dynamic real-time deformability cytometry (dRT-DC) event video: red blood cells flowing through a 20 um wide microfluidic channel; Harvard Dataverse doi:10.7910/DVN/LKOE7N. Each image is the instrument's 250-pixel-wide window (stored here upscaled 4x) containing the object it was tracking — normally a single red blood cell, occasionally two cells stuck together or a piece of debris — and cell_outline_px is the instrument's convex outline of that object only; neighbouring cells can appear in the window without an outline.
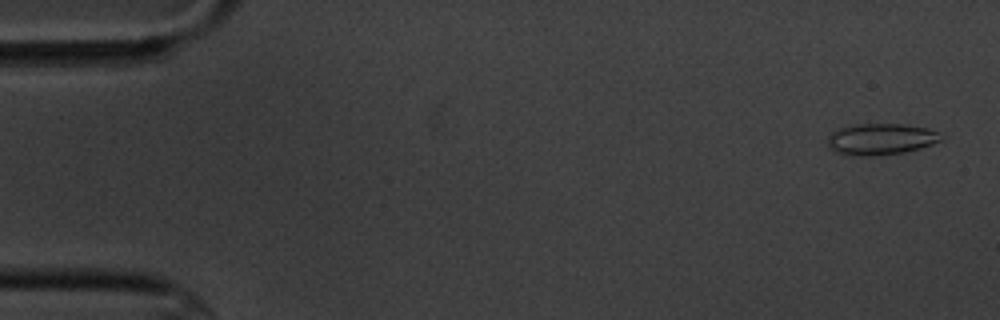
{"species": "common noctule bat (a hibernating species)", "species_latin": "Nyctalus noctula", "temperature_condition": "cold", "stored_images_in_passage": 7, "camera_frame_rate_fps": 3000, "um_per_image_px": 0.085, "animal": {"sex": "male", "body_mass_g": 20.1, "forearm_length_mm": 53.5}, "frame": {"image": 1, "passage_image": 1, "time_ms": 0.0, "image_size_px": [1000, 320], "cell_outline_px": [[948, 136], [932, 144], [920, 148], [904, 152], [872, 156], [860, 156], [836, 152], [828, 148], [828, 136], [832, 132], [840, 128], [856, 124], [904, 124], [928, 128]], "centroid_in_image_um": [74.9, 11.82], "position_along_channel_um": 10.1, "area_um2": 20.81}}
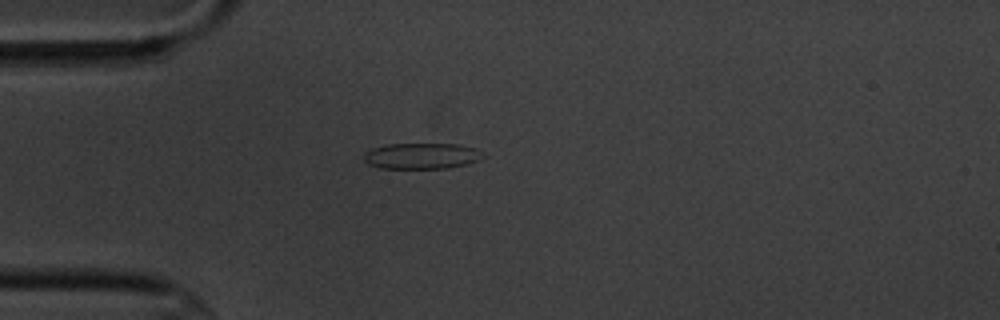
{"frame": {"image": 2, "passage_image": 4, "time_ms": 4.333, "image_size_px": [1000, 320], "cell_outline_px": [[488, 156], [480, 160], [468, 164], [448, 168], [380, 168], [368, 164], [364, 160], [364, 152], [372, 148], [388, 144], [460, 144], [476, 148], [484, 152]], "centroid_in_image_um": [35.91, 13.25], "position_along_channel_um": 49.1, "area_um2": 18.32}}
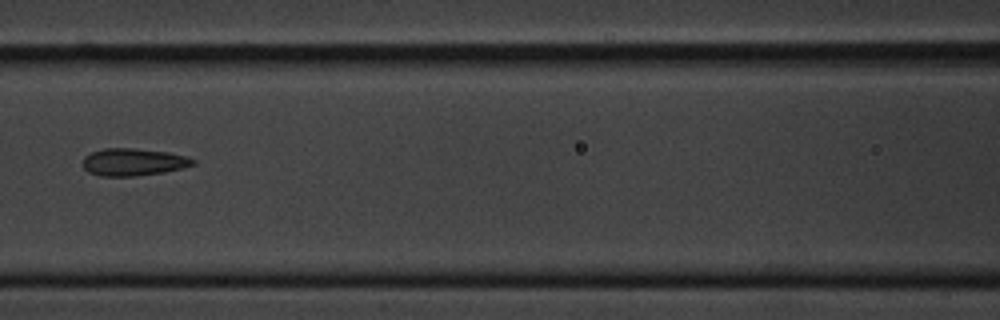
{"frame": {"image": 3, "passage_image": 7, "time_ms": 7.667, "image_size_px": [1000, 320], "cell_outline_px": [[196, 164], [164, 172], [136, 176], [100, 176], [88, 172], [84, 168], [84, 156], [92, 152], [104, 148], [132, 148], [168, 152], [188, 156], [196, 160]], "centroid_in_image_um": [11.35, 13.77], "position_along_channel_um": 155.3, "area_um2": 17.57}}